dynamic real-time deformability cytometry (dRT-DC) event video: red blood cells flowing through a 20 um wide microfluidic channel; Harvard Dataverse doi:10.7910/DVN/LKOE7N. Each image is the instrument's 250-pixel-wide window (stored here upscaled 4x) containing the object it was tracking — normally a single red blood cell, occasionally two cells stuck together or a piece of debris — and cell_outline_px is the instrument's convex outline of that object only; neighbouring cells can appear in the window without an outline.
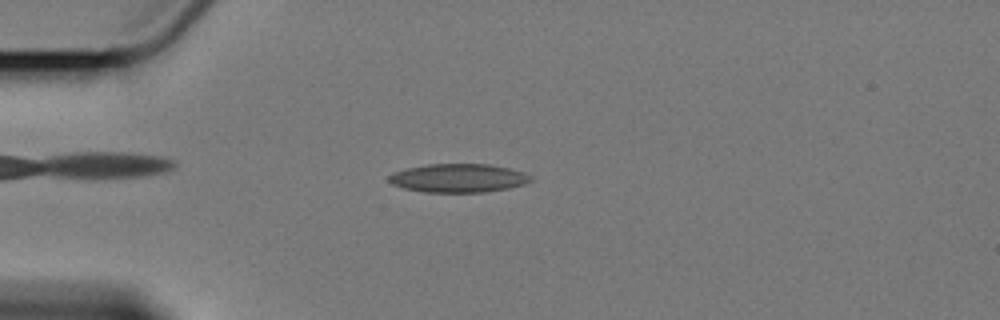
{"species": "Egyptian fruit bat (a non-hibernating species)", "species_latin": "Rousettus aegyptiacus", "temperature_condition": "cold", "stored_images_in_passage": 44, "camera_frame_rate_fps": 3000, "um_per_image_px": 0.085, "animal": {"sex": "female"}, "frame": {"image": 1, "passage_image": 1, "time_ms": 0.0, "image_size_px": [1000, 320], "cell_outline_px": [[532, 180], [524, 184], [508, 188], [484, 192], [424, 192], [404, 188], [392, 184], [388, 180], [388, 176], [392, 172], [408, 168], [428, 164], [488, 164], [508, 168], [524, 172], [532, 176]], "centroid_in_image_um": [38.95, 15.13], "position_along_channel_um": 46.0, "area_um2": 23.58}}
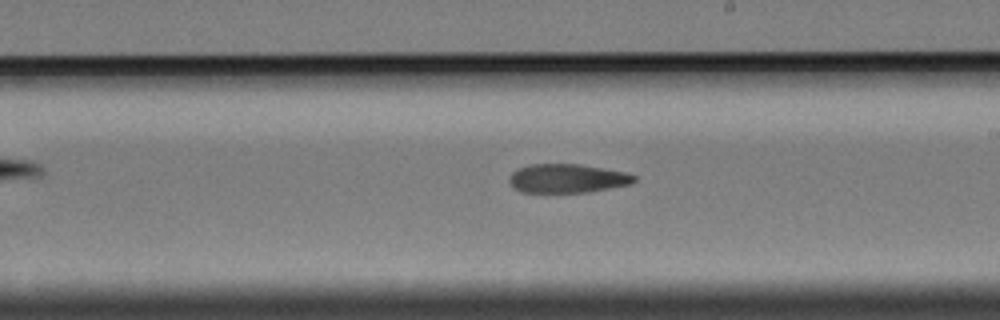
{"frame": {"image": 2, "passage_image": 20, "time_ms": 6.333, "image_size_px": [1000, 320], "cell_outline_px": [[636, 180], [632, 184], [588, 192], [520, 192], [512, 188], [508, 180], [512, 172], [528, 164], [580, 164], [624, 172], [636, 176]], "centroid_in_image_um": [48.19, 15.17], "position_along_channel_um": 240.8, "area_um2": 21.04}}
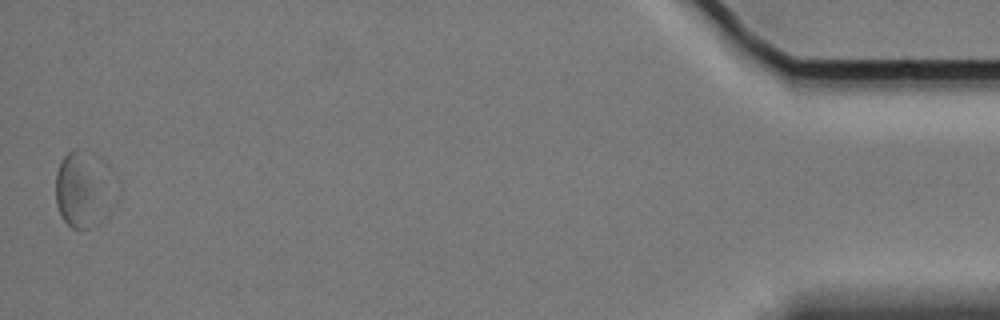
{"frame": {"image": 3, "passage_image": 44, "time_ms": 14.333, "image_size_px": [1000, 320], "cell_outline_px": [[120, 196], [112, 212], [104, 220], [88, 228], [72, 228], [64, 220], [56, 204], [56, 172], [60, 160], [68, 152], [76, 148], [80, 148], [100, 156], [112, 168], [120, 180]], "centroid_in_image_um": [7.28, 16.04], "position_along_channel_um": 427.9, "area_um2": 28.9}}